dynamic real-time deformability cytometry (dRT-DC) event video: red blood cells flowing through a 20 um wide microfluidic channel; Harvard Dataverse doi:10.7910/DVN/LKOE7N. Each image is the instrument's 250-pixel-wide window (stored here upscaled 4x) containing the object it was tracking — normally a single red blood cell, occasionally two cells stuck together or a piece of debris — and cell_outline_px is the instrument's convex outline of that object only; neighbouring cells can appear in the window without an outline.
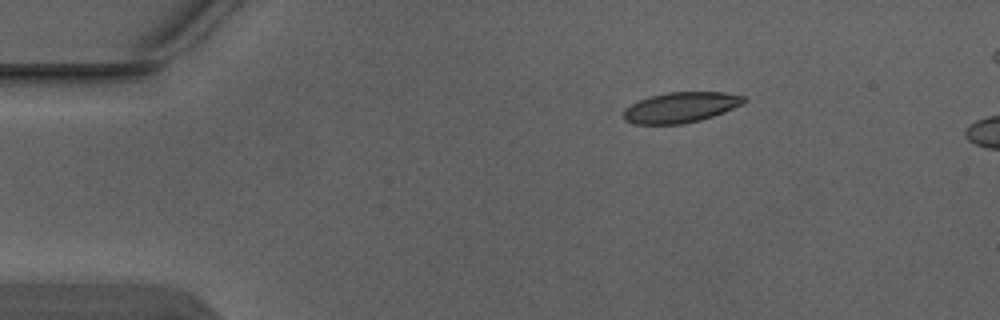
{"species": "Egyptian fruit bat (a non-hibernating species)", "species_latin": "Rousettus aegyptiacus", "temperature_condition": "warm", "stored_images_in_passage": 2, "camera_frame_rate_fps": 3000, "um_per_image_px": 0.085, "animal": {"sex": "male"}, "frame": {"image": 1, "passage_image": 1, "time_ms": 0.0, "image_size_px": [1000, 320], "cell_outline_px": [[748, 100], [744, 104], [724, 112], [700, 120], [684, 124], [632, 124], [624, 120], [624, 108], [648, 96], [668, 92], [724, 92], [744, 96]], "centroid_in_image_um": [57.87, 9.13], "position_along_channel_um": 27.1, "area_um2": 21.5}}